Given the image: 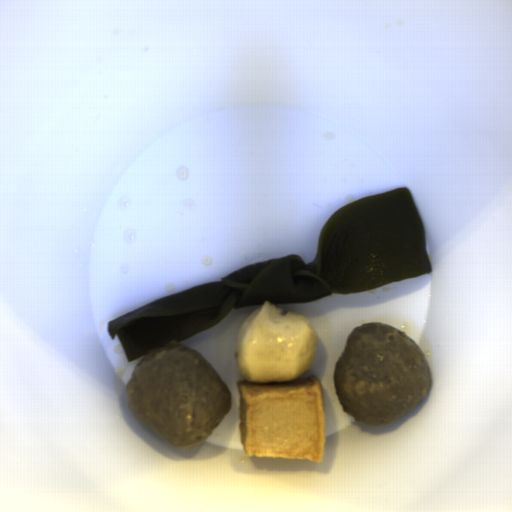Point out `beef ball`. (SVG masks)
<instances>
[{
  "mask_svg": "<svg viewBox=\"0 0 512 512\" xmlns=\"http://www.w3.org/2000/svg\"><path fill=\"white\" fill-rule=\"evenodd\" d=\"M334 379L345 412L370 426L403 417L432 389L421 347L384 322L351 331L334 363Z\"/></svg>",
  "mask_w": 512,
  "mask_h": 512,
  "instance_id": "beef-ball-2",
  "label": "beef ball"
},
{
  "mask_svg": "<svg viewBox=\"0 0 512 512\" xmlns=\"http://www.w3.org/2000/svg\"><path fill=\"white\" fill-rule=\"evenodd\" d=\"M127 389L138 424L181 452L216 429L230 409L217 369L180 340L144 355Z\"/></svg>",
  "mask_w": 512,
  "mask_h": 512,
  "instance_id": "beef-ball-1",
  "label": "beef ball"
}]
</instances>
